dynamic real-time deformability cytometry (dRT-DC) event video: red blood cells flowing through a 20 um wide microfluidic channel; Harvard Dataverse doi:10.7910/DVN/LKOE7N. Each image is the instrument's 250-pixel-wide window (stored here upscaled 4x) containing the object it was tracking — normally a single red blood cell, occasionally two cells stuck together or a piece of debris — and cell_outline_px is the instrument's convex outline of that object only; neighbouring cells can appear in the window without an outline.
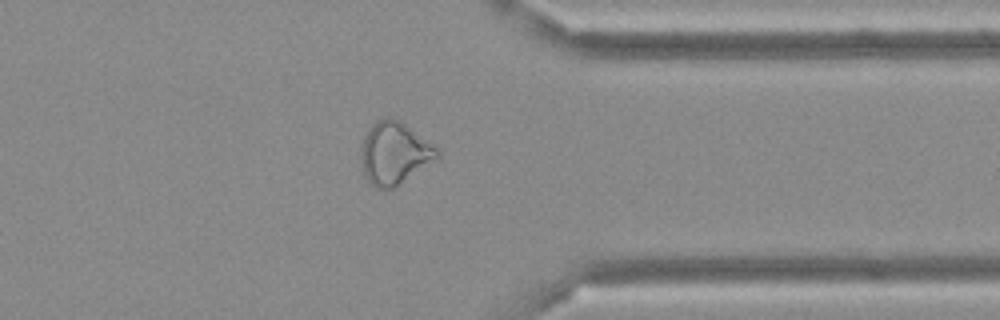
{"species": "Egyptian fruit bat (a non-hibernating species)", "species_latin": "Rousettus aegyptiacus", "temperature_condition": "cold", "stored_images_in_passage": 35, "camera_frame_rate_fps": 3000, "um_per_image_px": 0.085, "frame": {"image": 1, "passage_image": 25, "time_ms": 8.0, "image_size_px": [1000, 320], "cell_outline_px": [[440, 156], [436, 160], [392, 188], [376, 188], [368, 180], [364, 172], [360, 156], [364, 136], [368, 128], [376, 120], [384, 116], [392, 116], [400, 120], [436, 148], [440, 152]], "centroid_in_image_um": [33.5, 12.98], "position_along_channel_um": 377.9, "area_um2": 27.34}}